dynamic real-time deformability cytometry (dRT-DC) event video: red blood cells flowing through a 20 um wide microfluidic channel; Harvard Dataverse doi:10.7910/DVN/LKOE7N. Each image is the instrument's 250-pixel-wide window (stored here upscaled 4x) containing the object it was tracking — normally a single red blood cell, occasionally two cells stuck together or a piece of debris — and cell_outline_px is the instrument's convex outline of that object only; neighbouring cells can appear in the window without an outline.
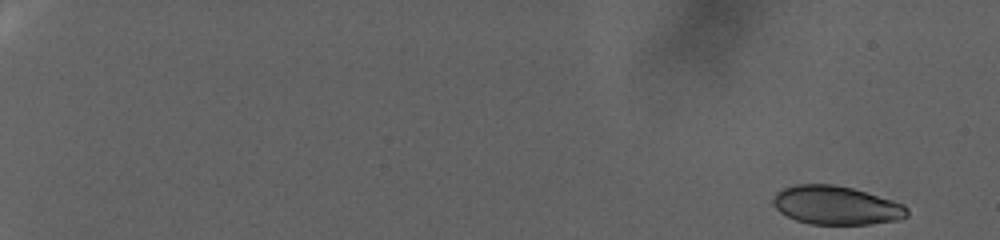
{"species": "human", "species_latin": "Homo sapiens", "temperature_condition": "warm", "stored_images_in_passage": 90, "camera_frame_rate_fps": 3000, "um_per_image_px": 0.085, "donor": {"sex": "female"}, "frame": {"image": 1, "passage_image": 1, "time_ms": 0.0, "image_size_px": [1000, 240], "cell_outline_px": [[908, 216], [900, 220], [872, 224], [808, 224], [796, 220], [780, 212], [772, 204], [772, 200], [776, 192], [784, 188], [796, 184], [832, 184], [852, 188], [892, 200], [904, 204], [908, 208]], "centroid_in_image_um": [71.08, 17.46], "position_along_channel_um": 13.9, "area_um2": 30.29}}
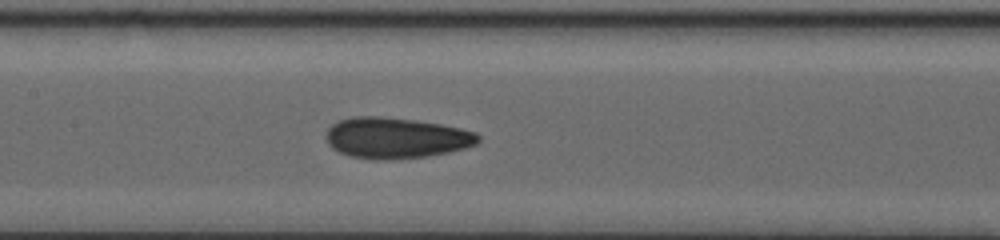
{"frame": {"image": 2, "passage_image": 50, "time_ms": 16.333, "image_size_px": [1000, 240], "cell_outline_px": [[480, 140], [476, 144], [464, 148], [448, 152], [428, 156], [392, 160], [380, 160], [348, 156], [332, 148], [328, 144], [328, 128], [332, 124], [340, 120], [352, 116], [376, 116], [412, 120], [440, 124], [460, 128], [476, 132], [480, 136]], "centroid_in_image_um": [33.67, 11.73], "position_along_channel_um": 173.7, "area_um2": 36.13}}
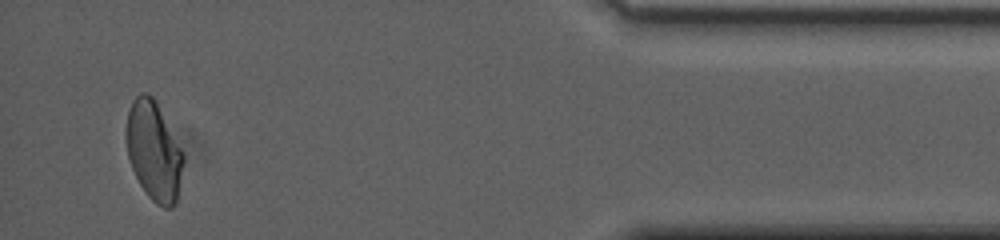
{"frame": {"image": 3, "passage_image": 87, "time_ms": 28.667, "image_size_px": [1000, 240], "cell_outline_px": [[184, 160], [176, 204], [172, 208], [164, 208], [156, 204], [148, 196], [140, 184], [132, 168], [128, 156], [124, 136], [128, 112], [132, 100], [140, 92], [148, 92], [152, 96], [184, 152]], "centroid_in_image_um": [13.06, 12.84], "position_along_channel_um": 422.1, "area_um2": 33.12}, "authors_computed_cell_mechanics": {"area_um2": 33.7841, "velocity_mm_per_s": 2.3865, "shape_relaxation_time_tau1_ms": null, "shape_relaxation_time_tau2_ms": 1.9006, "deformation_change_tau1": null, "deformation_change_tau2": 0.0633}}